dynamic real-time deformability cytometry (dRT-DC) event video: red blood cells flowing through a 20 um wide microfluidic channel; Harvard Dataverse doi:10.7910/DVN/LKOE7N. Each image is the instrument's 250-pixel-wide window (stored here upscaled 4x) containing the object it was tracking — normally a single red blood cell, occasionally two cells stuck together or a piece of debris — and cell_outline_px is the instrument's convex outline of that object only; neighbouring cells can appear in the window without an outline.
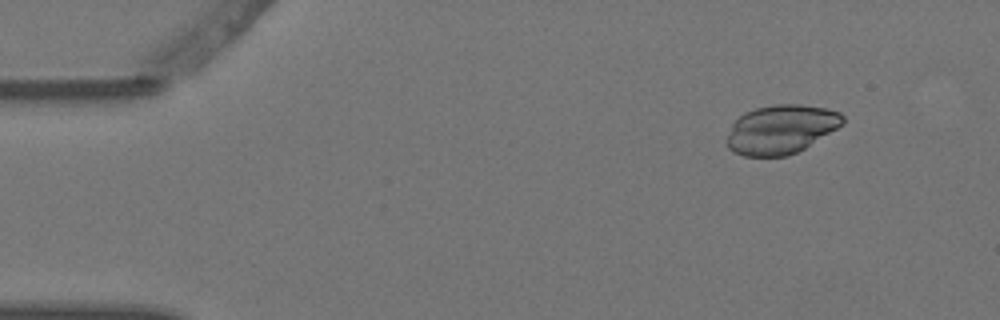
{"species": "Egyptian fruit bat (a non-hibernating species)", "species_latin": "Rousettus aegyptiacus", "temperature_condition": "warm", "stored_images_in_passage": 4, "camera_frame_rate_fps": 3000, "um_per_image_px": 0.085, "animal": {"sex": "female"}, "frame": {"image": 1, "passage_image": 1, "time_ms": 0.0, "image_size_px": [1000, 320], "cell_outline_px": [[844, 124], [804, 148], [788, 156], [744, 156], [728, 148], [728, 136], [732, 124], [744, 112], [756, 108], [776, 104], [800, 104], [828, 108], [840, 112], [844, 116]], "centroid_in_image_um": [66.42, 10.98], "position_along_channel_um": 18.6, "area_um2": 32.89}}